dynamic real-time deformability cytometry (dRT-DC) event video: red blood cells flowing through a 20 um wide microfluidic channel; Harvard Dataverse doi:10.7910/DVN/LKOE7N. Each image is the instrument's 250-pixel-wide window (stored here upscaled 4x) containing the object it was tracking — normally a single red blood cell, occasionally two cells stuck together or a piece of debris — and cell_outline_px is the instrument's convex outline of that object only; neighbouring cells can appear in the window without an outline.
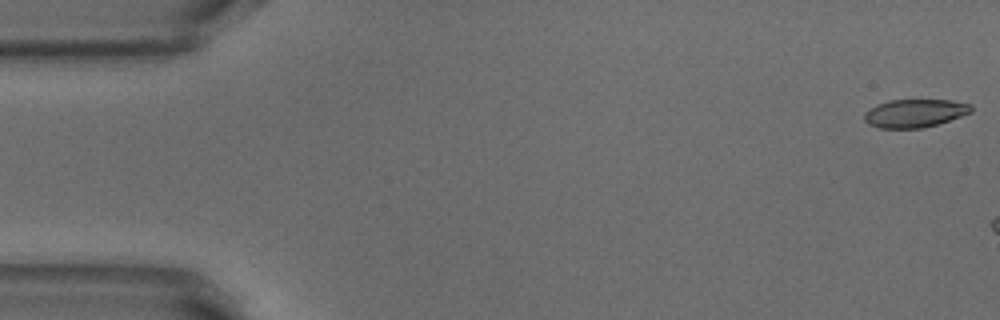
{"species": "common noctule bat (a hibernating species)", "species_latin": "Nyctalus noctula", "temperature_condition": "warm", "stored_images_in_passage": 7, "camera_frame_rate_fps": 3000, "um_per_image_px": 0.085, "animal": {"sex": "male", "body_mass_g": 18.8}, "frame": {"image": 1, "passage_image": 1, "time_ms": 0.0, "image_size_px": [1000, 320], "cell_outline_px": [[972, 112], [936, 124], [920, 128], [880, 128], [868, 124], [864, 120], [864, 112], [868, 108], [876, 104], [888, 100], [952, 100], [972, 104]], "centroid_in_image_um": [77.72, 9.61], "position_along_channel_um": 7.3, "area_um2": 17.57}}